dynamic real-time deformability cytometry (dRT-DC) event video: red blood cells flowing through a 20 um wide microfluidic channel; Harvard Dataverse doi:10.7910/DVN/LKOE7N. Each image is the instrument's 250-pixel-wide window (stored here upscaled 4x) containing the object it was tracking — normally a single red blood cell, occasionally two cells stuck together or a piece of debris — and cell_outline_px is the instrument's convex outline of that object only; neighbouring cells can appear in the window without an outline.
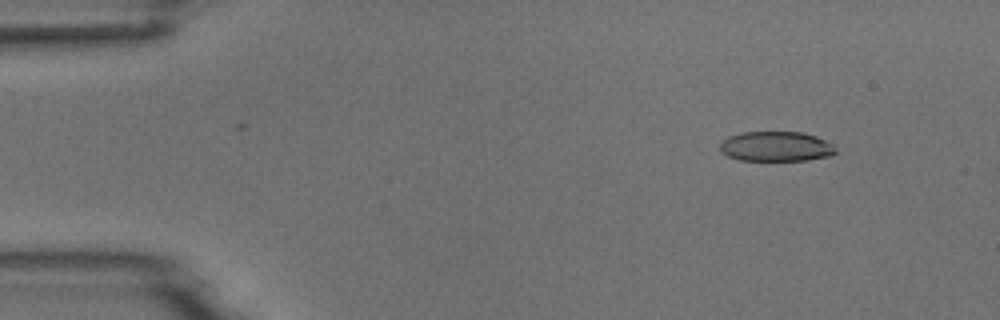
{"species": "common noctule bat (a hibernating species)", "species_latin": "Nyctalus noctula", "temperature_condition": "room temperature", "stored_images_in_passage": 8, "camera_frame_rate_fps": 3000, "um_per_image_px": 0.085, "animal": {"sex": "male", "body_mass_g": 18.8}, "frame": {"image": 1, "passage_image": 2, "time_ms": 1.0, "image_size_px": [1000, 320], "cell_outline_px": [[836, 152], [832, 156], [808, 160], [740, 160], [728, 156], [720, 152], [720, 140], [728, 136], [740, 132], [804, 132], [816, 136], [832, 144], [836, 148]], "centroid_in_image_um": [65.95, 12.44], "position_along_channel_um": 19.1, "area_um2": 20.4}}
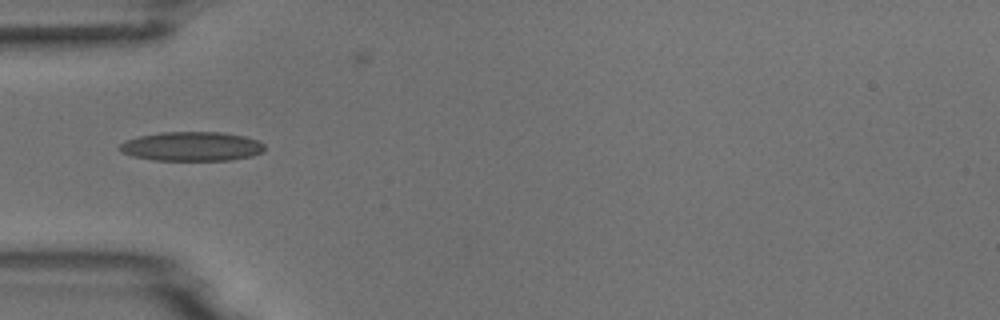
{"frame": {"image": 2, "passage_image": 5, "time_ms": 4.667, "image_size_px": [1000, 320], "cell_outline_px": [[264, 152], [252, 156], [228, 160], [152, 160], [132, 156], [116, 148], [124, 140], [140, 136], [160, 132], [220, 132], [244, 136], [260, 140], [264, 144]], "centroid_in_image_um": [16.3, 12.44], "position_along_channel_um": 68.7, "area_um2": 24.85}}